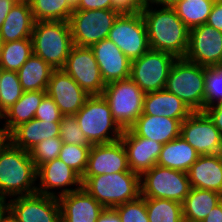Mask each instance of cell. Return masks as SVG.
<instances>
[{"mask_svg": "<svg viewBox=\"0 0 222 222\" xmlns=\"http://www.w3.org/2000/svg\"><path fill=\"white\" fill-rule=\"evenodd\" d=\"M54 69L34 54L17 71L23 91H46Z\"/></svg>", "mask_w": 222, "mask_h": 222, "instance_id": "f546056e", "label": "cell"}, {"mask_svg": "<svg viewBox=\"0 0 222 222\" xmlns=\"http://www.w3.org/2000/svg\"><path fill=\"white\" fill-rule=\"evenodd\" d=\"M32 55L31 39L0 43V68L18 71Z\"/></svg>", "mask_w": 222, "mask_h": 222, "instance_id": "4dcf8cb0", "label": "cell"}, {"mask_svg": "<svg viewBox=\"0 0 222 222\" xmlns=\"http://www.w3.org/2000/svg\"><path fill=\"white\" fill-rule=\"evenodd\" d=\"M202 222H222V201L213 207Z\"/></svg>", "mask_w": 222, "mask_h": 222, "instance_id": "7dc6e473", "label": "cell"}, {"mask_svg": "<svg viewBox=\"0 0 222 222\" xmlns=\"http://www.w3.org/2000/svg\"><path fill=\"white\" fill-rule=\"evenodd\" d=\"M184 58L204 67L222 65V31L206 23L190 29Z\"/></svg>", "mask_w": 222, "mask_h": 222, "instance_id": "5bb4252c", "label": "cell"}, {"mask_svg": "<svg viewBox=\"0 0 222 222\" xmlns=\"http://www.w3.org/2000/svg\"><path fill=\"white\" fill-rule=\"evenodd\" d=\"M10 214V198L0 195V222Z\"/></svg>", "mask_w": 222, "mask_h": 222, "instance_id": "681fc988", "label": "cell"}, {"mask_svg": "<svg viewBox=\"0 0 222 222\" xmlns=\"http://www.w3.org/2000/svg\"><path fill=\"white\" fill-rule=\"evenodd\" d=\"M34 23L30 4L16 3L0 27V43L31 39Z\"/></svg>", "mask_w": 222, "mask_h": 222, "instance_id": "484cf974", "label": "cell"}, {"mask_svg": "<svg viewBox=\"0 0 222 222\" xmlns=\"http://www.w3.org/2000/svg\"><path fill=\"white\" fill-rule=\"evenodd\" d=\"M63 114L53 99L46 95L36 110L34 118L41 121L60 122Z\"/></svg>", "mask_w": 222, "mask_h": 222, "instance_id": "60d3db41", "label": "cell"}, {"mask_svg": "<svg viewBox=\"0 0 222 222\" xmlns=\"http://www.w3.org/2000/svg\"><path fill=\"white\" fill-rule=\"evenodd\" d=\"M33 18L37 21H69L74 8L67 0H31Z\"/></svg>", "mask_w": 222, "mask_h": 222, "instance_id": "d6a6232c", "label": "cell"}, {"mask_svg": "<svg viewBox=\"0 0 222 222\" xmlns=\"http://www.w3.org/2000/svg\"><path fill=\"white\" fill-rule=\"evenodd\" d=\"M127 153L121 140L95 144L90 148L88 164L82 177L129 171Z\"/></svg>", "mask_w": 222, "mask_h": 222, "instance_id": "ac0fdd59", "label": "cell"}, {"mask_svg": "<svg viewBox=\"0 0 222 222\" xmlns=\"http://www.w3.org/2000/svg\"><path fill=\"white\" fill-rule=\"evenodd\" d=\"M149 222H184L182 203L162 198H145Z\"/></svg>", "mask_w": 222, "mask_h": 222, "instance_id": "836d02e7", "label": "cell"}, {"mask_svg": "<svg viewBox=\"0 0 222 222\" xmlns=\"http://www.w3.org/2000/svg\"><path fill=\"white\" fill-rule=\"evenodd\" d=\"M206 67L177 58L167 78L165 89L181 99L192 111L205 109Z\"/></svg>", "mask_w": 222, "mask_h": 222, "instance_id": "5b68a950", "label": "cell"}, {"mask_svg": "<svg viewBox=\"0 0 222 222\" xmlns=\"http://www.w3.org/2000/svg\"><path fill=\"white\" fill-rule=\"evenodd\" d=\"M121 222H149L145 205V197L141 195L114 208Z\"/></svg>", "mask_w": 222, "mask_h": 222, "instance_id": "f35d334b", "label": "cell"}, {"mask_svg": "<svg viewBox=\"0 0 222 222\" xmlns=\"http://www.w3.org/2000/svg\"><path fill=\"white\" fill-rule=\"evenodd\" d=\"M119 15L114 9L74 10L68 21L73 44L90 48L106 39Z\"/></svg>", "mask_w": 222, "mask_h": 222, "instance_id": "ba28073f", "label": "cell"}, {"mask_svg": "<svg viewBox=\"0 0 222 222\" xmlns=\"http://www.w3.org/2000/svg\"><path fill=\"white\" fill-rule=\"evenodd\" d=\"M61 222H96L105 209L84 188L58 198Z\"/></svg>", "mask_w": 222, "mask_h": 222, "instance_id": "44dd1931", "label": "cell"}, {"mask_svg": "<svg viewBox=\"0 0 222 222\" xmlns=\"http://www.w3.org/2000/svg\"><path fill=\"white\" fill-rule=\"evenodd\" d=\"M3 222H17L11 214H9Z\"/></svg>", "mask_w": 222, "mask_h": 222, "instance_id": "db71d44e", "label": "cell"}, {"mask_svg": "<svg viewBox=\"0 0 222 222\" xmlns=\"http://www.w3.org/2000/svg\"><path fill=\"white\" fill-rule=\"evenodd\" d=\"M191 113L181 99L166 89L145 94L142 114L164 116L183 122Z\"/></svg>", "mask_w": 222, "mask_h": 222, "instance_id": "d4e9b609", "label": "cell"}, {"mask_svg": "<svg viewBox=\"0 0 222 222\" xmlns=\"http://www.w3.org/2000/svg\"><path fill=\"white\" fill-rule=\"evenodd\" d=\"M101 95L122 130L129 129L143 112L145 93L130 77L106 84Z\"/></svg>", "mask_w": 222, "mask_h": 222, "instance_id": "52a82bcc", "label": "cell"}, {"mask_svg": "<svg viewBox=\"0 0 222 222\" xmlns=\"http://www.w3.org/2000/svg\"><path fill=\"white\" fill-rule=\"evenodd\" d=\"M178 1H181V0H149L148 2L154 3L155 5H159V6H169V7H172Z\"/></svg>", "mask_w": 222, "mask_h": 222, "instance_id": "f907efd6", "label": "cell"}, {"mask_svg": "<svg viewBox=\"0 0 222 222\" xmlns=\"http://www.w3.org/2000/svg\"><path fill=\"white\" fill-rule=\"evenodd\" d=\"M96 222H121V220L114 208H105Z\"/></svg>", "mask_w": 222, "mask_h": 222, "instance_id": "bcb514c9", "label": "cell"}, {"mask_svg": "<svg viewBox=\"0 0 222 222\" xmlns=\"http://www.w3.org/2000/svg\"><path fill=\"white\" fill-rule=\"evenodd\" d=\"M62 145L63 142L60 137H52L44 139L34 146L29 154L36 168L48 161L57 159Z\"/></svg>", "mask_w": 222, "mask_h": 222, "instance_id": "8d00e7d4", "label": "cell"}, {"mask_svg": "<svg viewBox=\"0 0 222 222\" xmlns=\"http://www.w3.org/2000/svg\"><path fill=\"white\" fill-rule=\"evenodd\" d=\"M46 95V91H24L21 98L0 117L5 133L9 135L20 124L34 119L36 110Z\"/></svg>", "mask_w": 222, "mask_h": 222, "instance_id": "4316f807", "label": "cell"}, {"mask_svg": "<svg viewBox=\"0 0 222 222\" xmlns=\"http://www.w3.org/2000/svg\"><path fill=\"white\" fill-rule=\"evenodd\" d=\"M37 181V193L56 198L82 187L81 177L59 158L37 168Z\"/></svg>", "mask_w": 222, "mask_h": 222, "instance_id": "2e32d148", "label": "cell"}, {"mask_svg": "<svg viewBox=\"0 0 222 222\" xmlns=\"http://www.w3.org/2000/svg\"><path fill=\"white\" fill-rule=\"evenodd\" d=\"M181 123L173 118L141 114L129 129L137 136L166 144L180 136Z\"/></svg>", "mask_w": 222, "mask_h": 222, "instance_id": "603a6c76", "label": "cell"}, {"mask_svg": "<svg viewBox=\"0 0 222 222\" xmlns=\"http://www.w3.org/2000/svg\"><path fill=\"white\" fill-rule=\"evenodd\" d=\"M214 3L215 0H181L172 7L183 23L192 29L207 22Z\"/></svg>", "mask_w": 222, "mask_h": 222, "instance_id": "1f68e13d", "label": "cell"}, {"mask_svg": "<svg viewBox=\"0 0 222 222\" xmlns=\"http://www.w3.org/2000/svg\"><path fill=\"white\" fill-rule=\"evenodd\" d=\"M68 3L75 9L78 5L79 0H67Z\"/></svg>", "mask_w": 222, "mask_h": 222, "instance_id": "f5cc1de1", "label": "cell"}, {"mask_svg": "<svg viewBox=\"0 0 222 222\" xmlns=\"http://www.w3.org/2000/svg\"><path fill=\"white\" fill-rule=\"evenodd\" d=\"M60 136V122L32 119L20 124L9 135L8 140L18 148L29 152L39 142Z\"/></svg>", "mask_w": 222, "mask_h": 222, "instance_id": "cb8c5ba5", "label": "cell"}, {"mask_svg": "<svg viewBox=\"0 0 222 222\" xmlns=\"http://www.w3.org/2000/svg\"><path fill=\"white\" fill-rule=\"evenodd\" d=\"M131 61L150 50L142 13L120 14L108 37Z\"/></svg>", "mask_w": 222, "mask_h": 222, "instance_id": "8fae6325", "label": "cell"}, {"mask_svg": "<svg viewBox=\"0 0 222 222\" xmlns=\"http://www.w3.org/2000/svg\"><path fill=\"white\" fill-rule=\"evenodd\" d=\"M0 148L6 143L8 140V135L5 133L4 127L0 124Z\"/></svg>", "mask_w": 222, "mask_h": 222, "instance_id": "816d5d0a", "label": "cell"}, {"mask_svg": "<svg viewBox=\"0 0 222 222\" xmlns=\"http://www.w3.org/2000/svg\"><path fill=\"white\" fill-rule=\"evenodd\" d=\"M206 24L222 31V0H215Z\"/></svg>", "mask_w": 222, "mask_h": 222, "instance_id": "ee69618b", "label": "cell"}, {"mask_svg": "<svg viewBox=\"0 0 222 222\" xmlns=\"http://www.w3.org/2000/svg\"><path fill=\"white\" fill-rule=\"evenodd\" d=\"M15 4L16 2L13 0H0V27L5 21L7 14Z\"/></svg>", "mask_w": 222, "mask_h": 222, "instance_id": "c3c4849f", "label": "cell"}, {"mask_svg": "<svg viewBox=\"0 0 222 222\" xmlns=\"http://www.w3.org/2000/svg\"><path fill=\"white\" fill-rule=\"evenodd\" d=\"M82 188L104 208H115L141 195L140 175L129 170L82 177Z\"/></svg>", "mask_w": 222, "mask_h": 222, "instance_id": "3957f363", "label": "cell"}, {"mask_svg": "<svg viewBox=\"0 0 222 222\" xmlns=\"http://www.w3.org/2000/svg\"><path fill=\"white\" fill-rule=\"evenodd\" d=\"M75 116L91 145L115 142L122 136L123 130L114 121L110 106L102 95L89 96Z\"/></svg>", "mask_w": 222, "mask_h": 222, "instance_id": "8992f818", "label": "cell"}, {"mask_svg": "<svg viewBox=\"0 0 222 222\" xmlns=\"http://www.w3.org/2000/svg\"><path fill=\"white\" fill-rule=\"evenodd\" d=\"M176 59L170 53L150 49L131 61L130 78L145 94L165 89L169 71Z\"/></svg>", "mask_w": 222, "mask_h": 222, "instance_id": "30bf717a", "label": "cell"}, {"mask_svg": "<svg viewBox=\"0 0 222 222\" xmlns=\"http://www.w3.org/2000/svg\"><path fill=\"white\" fill-rule=\"evenodd\" d=\"M10 214L17 222H61L58 198L37 192L11 198Z\"/></svg>", "mask_w": 222, "mask_h": 222, "instance_id": "9a60e30c", "label": "cell"}, {"mask_svg": "<svg viewBox=\"0 0 222 222\" xmlns=\"http://www.w3.org/2000/svg\"><path fill=\"white\" fill-rule=\"evenodd\" d=\"M33 54L53 69H62L74 46L67 21H37L31 34Z\"/></svg>", "mask_w": 222, "mask_h": 222, "instance_id": "277c9868", "label": "cell"}, {"mask_svg": "<svg viewBox=\"0 0 222 222\" xmlns=\"http://www.w3.org/2000/svg\"><path fill=\"white\" fill-rule=\"evenodd\" d=\"M222 101V65L206 67L205 109Z\"/></svg>", "mask_w": 222, "mask_h": 222, "instance_id": "74e56055", "label": "cell"}, {"mask_svg": "<svg viewBox=\"0 0 222 222\" xmlns=\"http://www.w3.org/2000/svg\"><path fill=\"white\" fill-rule=\"evenodd\" d=\"M46 93L63 115H75L89 95L63 69H54Z\"/></svg>", "mask_w": 222, "mask_h": 222, "instance_id": "e0dca14e", "label": "cell"}, {"mask_svg": "<svg viewBox=\"0 0 222 222\" xmlns=\"http://www.w3.org/2000/svg\"><path fill=\"white\" fill-rule=\"evenodd\" d=\"M37 168L29 152L9 140L0 148V195L8 198L37 192Z\"/></svg>", "mask_w": 222, "mask_h": 222, "instance_id": "7a4b0ae2", "label": "cell"}, {"mask_svg": "<svg viewBox=\"0 0 222 222\" xmlns=\"http://www.w3.org/2000/svg\"><path fill=\"white\" fill-rule=\"evenodd\" d=\"M89 95H101L106 86L93 51L73 46L62 68Z\"/></svg>", "mask_w": 222, "mask_h": 222, "instance_id": "7c38bea8", "label": "cell"}, {"mask_svg": "<svg viewBox=\"0 0 222 222\" xmlns=\"http://www.w3.org/2000/svg\"><path fill=\"white\" fill-rule=\"evenodd\" d=\"M15 1L16 3H27V4H30L31 0H13Z\"/></svg>", "mask_w": 222, "mask_h": 222, "instance_id": "11a10c76", "label": "cell"}, {"mask_svg": "<svg viewBox=\"0 0 222 222\" xmlns=\"http://www.w3.org/2000/svg\"><path fill=\"white\" fill-rule=\"evenodd\" d=\"M59 137L66 144L91 145L78 125L75 115H63Z\"/></svg>", "mask_w": 222, "mask_h": 222, "instance_id": "ab89813d", "label": "cell"}, {"mask_svg": "<svg viewBox=\"0 0 222 222\" xmlns=\"http://www.w3.org/2000/svg\"><path fill=\"white\" fill-rule=\"evenodd\" d=\"M141 13L146 23L150 49L184 58L190 29L177 16L174 8L145 2Z\"/></svg>", "mask_w": 222, "mask_h": 222, "instance_id": "6da1fadb", "label": "cell"}, {"mask_svg": "<svg viewBox=\"0 0 222 222\" xmlns=\"http://www.w3.org/2000/svg\"><path fill=\"white\" fill-rule=\"evenodd\" d=\"M91 146L63 143L58 158L82 178L87 168Z\"/></svg>", "mask_w": 222, "mask_h": 222, "instance_id": "d590c367", "label": "cell"}, {"mask_svg": "<svg viewBox=\"0 0 222 222\" xmlns=\"http://www.w3.org/2000/svg\"><path fill=\"white\" fill-rule=\"evenodd\" d=\"M23 92L17 71L1 69L0 117L21 98Z\"/></svg>", "mask_w": 222, "mask_h": 222, "instance_id": "e575fe53", "label": "cell"}, {"mask_svg": "<svg viewBox=\"0 0 222 222\" xmlns=\"http://www.w3.org/2000/svg\"><path fill=\"white\" fill-rule=\"evenodd\" d=\"M127 153L129 169L138 175L157 165L163 144L135 135L130 129L123 130L120 138Z\"/></svg>", "mask_w": 222, "mask_h": 222, "instance_id": "d6986e66", "label": "cell"}, {"mask_svg": "<svg viewBox=\"0 0 222 222\" xmlns=\"http://www.w3.org/2000/svg\"><path fill=\"white\" fill-rule=\"evenodd\" d=\"M141 196L183 203L191 189L188 174L180 170L153 166L140 176Z\"/></svg>", "mask_w": 222, "mask_h": 222, "instance_id": "9c48e42d", "label": "cell"}, {"mask_svg": "<svg viewBox=\"0 0 222 222\" xmlns=\"http://www.w3.org/2000/svg\"><path fill=\"white\" fill-rule=\"evenodd\" d=\"M199 156V153L180 135L163 144L157 165L187 173Z\"/></svg>", "mask_w": 222, "mask_h": 222, "instance_id": "83f0119b", "label": "cell"}, {"mask_svg": "<svg viewBox=\"0 0 222 222\" xmlns=\"http://www.w3.org/2000/svg\"><path fill=\"white\" fill-rule=\"evenodd\" d=\"M144 3L143 0H112V9L120 14H134L141 12Z\"/></svg>", "mask_w": 222, "mask_h": 222, "instance_id": "b9f144b4", "label": "cell"}, {"mask_svg": "<svg viewBox=\"0 0 222 222\" xmlns=\"http://www.w3.org/2000/svg\"><path fill=\"white\" fill-rule=\"evenodd\" d=\"M187 174L192 188L222 194V154L200 155Z\"/></svg>", "mask_w": 222, "mask_h": 222, "instance_id": "7402d4cb", "label": "cell"}, {"mask_svg": "<svg viewBox=\"0 0 222 222\" xmlns=\"http://www.w3.org/2000/svg\"><path fill=\"white\" fill-rule=\"evenodd\" d=\"M112 9V0H79L74 10Z\"/></svg>", "mask_w": 222, "mask_h": 222, "instance_id": "7bdbcfd3", "label": "cell"}, {"mask_svg": "<svg viewBox=\"0 0 222 222\" xmlns=\"http://www.w3.org/2000/svg\"><path fill=\"white\" fill-rule=\"evenodd\" d=\"M90 48L105 84L130 77L131 60L111 40L103 39Z\"/></svg>", "mask_w": 222, "mask_h": 222, "instance_id": "ffe728a7", "label": "cell"}, {"mask_svg": "<svg viewBox=\"0 0 222 222\" xmlns=\"http://www.w3.org/2000/svg\"><path fill=\"white\" fill-rule=\"evenodd\" d=\"M204 112L209 116L213 124L222 134V101L204 109Z\"/></svg>", "mask_w": 222, "mask_h": 222, "instance_id": "f6af8a7d", "label": "cell"}, {"mask_svg": "<svg viewBox=\"0 0 222 222\" xmlns=\"http://www.w3.org/2000/svg\"><path fill=\"white\" fill-rule=\"evenodd\" d=\"M180 135L199 155L222 154V134L204 111L192 112L181 123Z\"/></svg>", "mask_w": 222, "mask_h": 222, "instance_id": "4fadbf2b", "label": "cell"}, {"mask_svg": "<svg viewBox=\"0 0 222 222\" xmlns=\"http://www.w3.org/2000/svg\"><path fill=\"white\" fill-rule=\"evenodd\" d=\"M222 201V194L192 188L182 203L184 222H202L209 212Z\"/></svg>", "mask_w": 222, "mask_h": 222, "instance_id": "f1b7e54d", "label": "cell"}]
</instances>
